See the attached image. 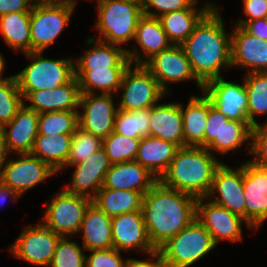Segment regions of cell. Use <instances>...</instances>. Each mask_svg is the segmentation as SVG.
<instances>
[{"label":"cell","instance_id":"obj_1","mask_svg":"<svg viewBox=\"0 0 267 267\" xmlns=\"http://www.w3.org/2000/svg\"><path fill=\"white\" fill-rule=\"evenodd\" d=\"M197 197L159 180L142 198V212L152 246L159 249L196 218Z\"/></svg>","mask_w":267,"mask_h":267},{"label":"cell","instance_id":"obj_2","mask_svg":"<svg viewBox=\"0 0 267 267\" xmlns=\"http://www.w3.org/2000/svg\"><path fill=\"white\" fill-rule=\"evenodd\" d=\"M219 10L217 4H213V8L181 44L194 75L203 85L222 77V67H232L231 34H226Z\"/></svg>","mask_w":267,"mask_h":267},{"label":"cell","instance_id":"obj_3","mask_svg":"<svg viewBox=\"0 0 267 267\" xmlns=\"http://www.w3.org/2000/svg\"><path fill=\"white\" fill-rule=\"evenodd\" d=\"M222 164L207 148L186 146L177 150L159 181L166 187L206 197L216 169Z\"/></svg>","mask_w":267,"mask_h":267},{"label":"cell","instance_id":"obj_4","mask_svg":"<svg viewBox=\"0 0 267 267\" xmlns=\"http://www.w3.org/2000/svg\"><path fill=\"white\" fill-rule=\"evenodd\" d=\"M97 10L95 27L100 32L98 40L120 46L134 39L138 21L143 16L142 3L97 0Z\"/></svg>","mask_w":267,"mask_h":267},{"label":"cell","instance_id":"obj_5","mask_svg":"<svg viewBox=\"0 0 267 267\" xmlns=\"http://www.w3.org/2000/svg\"><path fill=\"white\" fill-rule=\"evenodd\" d=\"M25 55L33 61L15 75L23 98L31 91L52 90L68 83L75 76L74 60L44 58L43 52Z\"/></svg>","mask_w":267,"mask_h":267},{"label":"cell","instance_id":"obj_6","mask_svg":"<svg viewBox=\"0 0 267 267\" xmlns=\"http://www.w3.org/2000/svg\"><path fill=\"white\" fill-rule=\"evenodd\" d=\"M215 246L211 234L195 218L158 250L166 267H189L206 256Z\"/></svg>","mask_w":267,"mask_h":267},{"label":"cell","instance_id":"obj_7","mask_svg":"<svg viewBox=\"0 0 267 267\" xmlns=\"http://www.w3.org/2000/svg\"><path fill=\"white\" fill-rule=\"evenodd\" d=\"M76 4L71 2L45 0L33 5L30 12L31 52H43L70 22Z\"/></svg>","mask_w":267,"mask_h":267},{"label":"cell","instance_id":"obj_8","mask_svg":"<svg viewBox=\"0 0 267 267\" xmlns=\"http://www.w3.org/2000/svg\"><path fill=\"white\" fill-rule=\"evenodd\" d=\"M49 203L42 223L52 233L70 237L79 233L84 214L92 199L69 193L63 188Z\"/></svg>","mask_w":267,"mask_h":267},{"label":"cell","instance_id":"obj_9","mask_svg":"<svg viewBox=\"0 0 267 267\" xmlns=\"http://www.w3.org/2000/svg\"><path fill=\"white\" fill-rule=\"evenodd\" d=\"M132 65L124 71L119 91L123 90L118 109L133 111L151 108L163 98L166 93L160 88L158 81L143 66Z\"/></svg>","mask_w":267,"mask_h":267},{"label":"cell","instance_id":"obj_10","mask_svg":"<svg viewBox=\"0 0 267 267\" xmlns=\"http://www.w3.org/2000/svg\"><path fill=\"white\" fill-rule=\"evenodd\" d=\"M143 66L158 81L160 88L168 94L170 83L194 80L202 90L203 84L194 75L190 62L181 45L172 44L168 49L154 54Z\"/></svg>","mask_w":267,"mask_h":267},{"label":"cell","instance_id":"obj_11","mask_svg":"<svg viewBox=\"0 0 267 267\" xmlns=\"http://www.w3.org/2000/svg\"><path fill=\"white\" fill-rule=\"evenodd\" d=\"M60 237L52 233L43 223L25 226L9 250L18 259L36 266L49 267Z\"/></svg>","mask_w":267,"mask_h":267},{"label":"cell","instance_id":"obj_12","mask_svg":"<svg viewBox=\"0 0 267 267\" xmlns=\"http://www.w3.org/2000/svg\"><path fill=\"white\" fill-rule=\"evenodd\" d=\"M244 164L233 169L222 163L215 171L206 199L246 220Z\"/></svg>","mask_w":267,"mask_h":267},{"label":"cell","instance_id":"obj_13","mask_svg":"<svg viewBox=\"0 0 267 267\" xmlns=\"http://www.w3.org/2000/svg\"><path fill=\"white\" fill-rule=\"evenodd\" d=\"M202 93L229 120L248 122V98L244 82L243 85L229 82L222 76L204 84Z\"/></svg>","mask_w":267,"mask_h":267},{"label":"cell","instance_id":"obj_14","mask_svg":"<svg viewBox=\"0 0 267 267\" xmlns=\"http://www.w3.org/2000/svg\"><path fill=\"white\" fill-rule=\"evenodd\" d=\"M203 200H206V197L197 199L196 218L211 234L215 245L226 239L231 242L242 240V223L253 229L246 220L228 209L211 201L204 203Z\"/></svg>","mask_w":267,"mask_h":267},{"label":"cell","instance_id":"obj_15","mask_svg":"<svg viewBox=\"0 0 267 267\" xmlns=\"http://www.w3.org/2000/svg\"><path fill=\"white\" fill-rule=\"evenodd\" d=\"M112 94H80L78 111L79 127L101 139L106 138L114 131L115 108Z\"/></svg>","mask_w":267,"mask_h":267},{"label":"cell","instance_id":"obj_16","mask_svg":"<svg viewBox=\"0 0 267 267\" xmlns=\"http://www.w3.org/2000/svg\"><path fill=\"white\" fill-rule=\"evenodd\" d=\"M56 173L38 157L32 154H19V157L15 159L9 157L2 169L0 179L3 185L22 196L27 190Z\"/></svg>","mask_w":267,"mask_h":267},{"label":"cell","instance_id":"obj_17","mask_svg":"<svg viewBox=\"0 0 267 267\" xmlns=\"http://www.w3.org/2000/svg\"><path fill=\"white\" fill-rule=\"evenodd\" d=\"M246 221L254 229L267 220V170L251 161L244 163Z\"/></svg>","mask_w":267,"mask_h":267},{"label":"cell","instance_id":"obj_18","mask_svg":"<svg viewBox=\"0 0 267 267\" xmlns=\"http://www.w3.org/2000/svg\"><path fill=\"white\" fill-rule=\"evenodd\" d=\"M109 158L103 148L91 154L82 162L72 165L75 167L72 183L64 189L72 194L93 199L103 186L107 171L111 167Z\"/></svg>","mask_w":267,"mask_h":267},{"label":"cell","instance_id":"obj_19","mask_svg":"<svg viewBox=\"0 0 267 267\" xmlns=\"http://www.w3.org/2000/svg\"><path fill=\"white\" fill-rule=\"evenodd\" d=\"M231 34V66L248 68L253 72H267V41L249 34L235 25Z\"/></svg>","mask_w":267,"mask_h":267},{"label":"cell","instance_id":"obj_20","mask_svg":"<svg viewBox=\"0 0 267 267\" xmlns=\"http://www.w3.org/2000/svg\"><path fill=\"white\" fill-rule=\"evenodd\" d=\"M111 226L115 249L119 251L135 249L145 253L156 250L149 240L142 211L114 216Z\"/></svg>","mask_w":267,"mask_h":267},{"label":"cell","instance_id":"obj_21","mask_svg":"<svg viewBox=\"0 0 267 267\" xmlns=\"http://www.w3.org/2000/svg\"><path fill=\"white\" fill-rule=\"evenodd\" d=\"M79 83L74 76L68 83L52 90L29 92L23 99L30 102L25 105L38 114L55 111H78L80 99Z\"/></svg>","mask_w":267,"mask_h":267},{"label":"cell","instance_id":"obj_22","mask_svg":"<svg viewBox=\"0 0 267 267\" xmlns=\"http://www.w3.org/2000/svg\"><path fill=\"white\" fill-rule=\"evenodd\" d=\"M134 40L142 49L141 52L136 46L132 50L126 49V52L130 63L134 62L135 65H143L154 54L166 50L172 45L159 19L145 15L138 21ZM144 57H146L145 60Z\"/></svg>","mask_w":267,"mask_h":267},{"label":"cell","instance_id":"obj_23","mask_svg":"<svg viewBox=\"0 0 267 267\" xmlns=\"http://www.w3.org/2000/svg\"><path fill=\"white\" fill-rule=\"evenodd\" d=\"M39 114L23 106L16 116L1 127L9 152L30 154L38 135Z\"/></svg>","mask_w":267,"mask_h":267},{"label":"cell","instance_id":"obj_24","mask_svg":"<svg viewBox=\"0 0 267 267\" xmlns=\"http://www.w3.org/2000/svg\"><path fill=\"white\" fill-rule=\"evenodd\" d=\"M86 44L91 45L92 49L86 50L80 58L75 60V71L110 70L113 67H129L131 64L126 49L121 46L93 37L88 38Z\"/></svg>","mask_w":267,"mask_h":267},{"label":"cell","instance_id":"obj_25","mask_svg":"<svg viewBox=\"0 0 267 267\" xmlns=\"http://www.w3.org/2000/svg\"><path fill=\"white\" fill-rule=\"evenodd\" d=\"M158 179L136 160L112 164L106 173L103 187L114 190H132L143 195Z\"/></svg>","mask_w":267,"mask_h":267},{"label":"cell","instance_id":"obj_26","mask_svg":"<svg viewBox=\"0 0 267 267\" xmlns=\"http://www.w3.org/2000/svg\"><path fill=\"white\" fill-rule=\"evenodd\" d=\"M150 135L184 147L181 103L155 104L150 108Z\"/></svg>","mask_w":267,"mask_h":267},{"label":"cell","instance_id":"obj_27","mask_svg":"<svg viewBox=\"0 0 267 267\" xmlns=\"http://www.w3.org/2000/svg\"><path fill=\"white\" fill-rule=\"evenodd\" d=\"M112 217L101 211L94 203L86 209L79 232L83 233L85 250L114 248L112 237Z\"/></svg>","mask_w":267,"mask_h":267},{"label":"cell","instance_id":"obj_28","mask_svg":"<svg viewBox=\"0 0 267 267\" xmlns=\"http://www.w3.org/2000/svg\"><path fill=\"white\" fill-rule=\"evenodd\" d=\"M179 147L154 136L141 138L135 160L158 180L168 169Z\"/></svg>","mask_w":267,"mask_h":267},{"label":"cell","instance_id":"obj_29","mask_svg":"<svg viewBox=\"0 0 267 267\" xmlns=\"http://www.w3.org/2000/svg\"><path fill=\"white\" fill-rule=\"evenodd\" d=\"M213 8L207 2L203 8L182 9L169 12L158 17L168 40L174 45H181L194 31L201 19Z\"/></svg>","mask_w":267,"mask_h":267},{"label":"cell","instance_id":"obj_30","mask_svg":"<svg viewBox=\"0 0 267 267\" xmlns=\"http://www.w3.org/2000/svg\"><path fill=\"white\" fill-rule=\"evenodd\" d=\"M183 120L184 147L195 146L205 148V128L208 115V98L193 96L184 109L181 103Z\"/></svg>","mask_w":267,"mask_h":267},{"label":"cell","instance_id":"obj_31","mask_svg":"<svg viewBox=\"0 0 267 267\" xmlns=\"http://www.w3.org/2000/svg\"><path fill=\"white\" fill-rule=\"evenodd\" d=\"M142 198L141 192L114 190L102 186L92 199V203L108 216L114 217L124 213L142 211Z\"/></svg>","mask_w":267,"mask_h":267},{"label":"cell","instance_id":"obj_32","mask_svg":"<svg viewBox=\"0 0 267 267\" xmlns=\"http://www.w3.org/2000/svg\"><path fill=\"white\" fill-rule=\"evenodd\" d=\"M71 140L72 135H37L30 154L58 172L65 168Z\"/></svg>","mask_w":267,"mask_h":267},{"label":"cell","instance_id":"obj_33","mask_svg":"<svg viewBox=\"0 0 267 267\" xmlns=\"http://www.w3.org/2000/svg\"><path fill=\"white\" fill-rule=\"evenodd\" d=\"M0 34L15 50L31 52L30 12H12L0 16Z\"/></svg>","mask_w":267,"mask_h":267},{"label":"cell","instance_id":"obj_34","mask_svg":"<svg viewBox=\"0 0 267 267\" xmlns=\"http://www.w3.org/2000/svg\"><path fill=\"white\" fill-rule=\"evenodd\" d=\"M128 67H113L110 70L75 71L81 94H112L119 91L124 71Z\"/></svg>","mask_w":267,"mask_h":267},{"label":"cell","instance_id":"obj_35","mask_svg":"<svg viewBox=\"0 0 267 267\" xmlns=\"http://www.w3.org/2000/svg\"><path fill=\"white\" fill-rule=\"evenodd\" d=\"M244 84L248 98V122L255 126L259 124L255 116L267 114V72L248 73Z\"/></svg>","mask_w":267,"mask_h":267},{"label":"cell","instance_id":"obj_36","mask_svg":"<svg viewBox=\"0 0 267 267\" xmlns=\"http://www.w3.org/2000/svg\"><path fill=\"white\" fill-rule=\"evenodd\" d=\"M252 127L249 122L228 120L221 127L220 140H214L207 149L212 154H214V151H218L222 155L230 150L236 151L244 142H248L251 139Z\"/></svg>","mask_w":267,"mask_h":267},{"label":"cell","instance_id":"obj_37","mask_svg":"<svg viewBox=\"0 0 267 267\" xmlns=\"http://www.w3.org/2000/svg\"><path fill=\"white\" fill-rule=\"evenodd\" d=\"M150 108L124 111L118 109L114 132L130 138L150 136Z\"/></svg>","mask_w":267,"mask_h":267},{"label":"cell","instance_id":"obj_38","mask_svg":"<svg viewBox=\"0 0 267 267\" xmlns=\"http://www.w3.org/2000/svg\"><path fill=\"white\" fill-rule=\"evenodd\" d=\"M78 126V111L45 112L39 114L38 135H73Z\"/></svg>","mask_w":267,"mask_h":267},{"label":"cell","instance_id":"obj_39","mask_svg":"<svg viewBox=\"0 0 267 267\" xmlns=\"http://www.w3.org/2000/svg\"><path fill=\"white\" fill-rule=\"evenodd\" d=\"M141 138H130L114 131L103 139L102 148L111 164L134 161L138 152Z\"/></svg>","mask_w":267,"mask_h":267},{"label":"cell","instance_id":"obj_40","mask_svg":"<svg viewBox=\"0 0 267 267\" xmlns=\"http://www.w3.org/2000/svg\"><path fill=\"white\" fill-rule=\"evenodd\" d=\"M24 100L19 91L15 75L0 83V128L9 123L23 106Z\"/></svg>","mask_w":267,"mask_h":267},{"label":"cell","instance_id":"obj_41","mask_svg":"<svg viewBox=\"0 0 267 267\" xmlns=\"http://www.w3.org/2000/svg\"><path fill=\"white\" fill-rule=\"evenodd\" d=\"M102 146L103 139L92 135L78 126L72 135L70 151L65 168L82 162L91 154L100 150Z\"/></svg>","mask_w":267,"mask_h":267},{"label":"cell","instance_id":"obj_42","mask_svg":"<svg viewBox=\"0 0 267 267\" xmlns=\"http://www.w3.org/2000/svg\"><path fill=\"white\" fill-rule=\"evenodd\" d=\"M83 250V246L68 240V236L60 237L49 267H85L86 254Z\"/></svg>","mask_w":267,"mask_h":267},{"label":"cell","instance_id":"obj_43","mask_svg":"<svg viewBox=\"0 0 267 267\" xmlns=\"http://www.w3.org/2000/svg\"><path fill=\"white\" fill-rule=\"evenodd\" d=\"M198 2V0H144L142 4L143 15L158 18L173 11L197 9L195 5ZM150 8H155V11H151Z\"/></svg>","mask_w":267,"mask_h":267},{"label":"cell","instance_id":"obj_44","mask_svg":"<svg viewBox=\"0 0 267 267\" xmlns=\"http://www.w3.org/2000/svg\"><path fill=\"white\" fill-rule=\"evenodd\" d=\"M248 152L254 157V160H250L256 166L267 170V123L264 125H255L251 129Z\"/></svg>","mask_w":267,"mask_h":267},{"label":"cell","instance_id":"obj_45","mask_svg":"<svg viewBox=\"0 0 267 267\" xmlns=\"http://www.w3.org/2000/svg\"><path fill=\"white\" fill-rule=\"evenodd\" d=\"M86 256L85 267H125L126 260L120 255V251L115 248L99 249L89 251Z\"/></svg>","mask_w":267,"mask_h":267},{"label":"cell","instance_id":"obj_46","mask_svg":"<svg viewBox=\"0 0 267 267\" xmlns=\"http://www.w3.org/2000/svg\"><path fill=\"white\" fill-rule=\"evenodd\" d=\"M228 118L213 107L208 99L207 125L205 128V148L214 140H220V130L223 124L228 122Z\"/></svg>","mask_w":267,"mask_h":267},{"label":"cell","instance_id":"obj_47","mask_svg":"<svg viewBox=\"0 0 267 267\" xmlns=\"http://www.w3.org/2000/svg\"><path fill=\"white\" fill-rule=\"evenodd\" d=\"M244 13L248 19H239L237 26L243 27L248 21L265 18L267 11V0H243Z\"/></svg>","mask_w":267,"mask_h":267},{"label":"cell","instance_id":"obj_48","mask_svg":"<svg viewBox=\"0 0 267 267\" xmlns=\"http://www.w3.org/2000/svg\"><path fill=\"white\" fill-rule=\"evenodd\" d=\"M148 254L150 256L149 259L143 261L134 258H128L125 267H166L159 250H153Z\"/></svg>","mask_w":267,"mask_h":267},{"label":"cell","instance_id":"obj_49","mask_svg":"<svg viewBox=\"0 0 267 267\" xmlns=\"http://www.w3.org/2000/svg\"><path fill=\"white\" fill-rule=\"evenodd\" d=\"M32 6L28 0H0V16L12 12H31Z\"/></svg>","mask_w":267,"mask_h":267},{"label":"cell","instance_id":"obj_50","mask_svg":"<svg viewBox=\"0 0 267 267\" xmlns=\"http://www.w3.org/2000/svg\"><path fill=\"white\" fill-rule=\"evenodd\" d=\"M243 28L251 35L267 41V18L248 21Z\"/></svg>","mask_w":267,"mask_h":267},{"label":"cell","instance_id":"obj_51","mask_svg":"<svg viewBox=\"0 0 267 267\" xmlns=\"http://www.w3.org/2000/svg\"><path fill=\"white\" fill-rule=\"evenodd\" d=\"M7 198H11L15 201L20 198V195L16 191L11 189L10 187L3 185L0 179V205L1 206H2V203L4 205V202H6Z\"/></svg>","mask_w":267,"mask_h":267},{"label":"cell","instance_id":"obj_52","mask_svg":"<svg viewBox=\"0 0 267 267\" xmlns=\"http://www.w3.org/2000/svg\"><path fill=\"white\" fill-rule=\"evenodd\" d=\"M8 148H7V145H6V142H5V137H4V134L0 128V175H1V172H2V169L4 167V165L6 164L7 162V157H8Z\"/></svg>","mask_w":267,"mask_h":267},{"label":"cell","instance_id":"obj_53","mask_svg":"<svg viewBox=\"0 0 267 267\" xmlns=\"http://www.w3.org/2000/svg\"><path fill=\"white\" fill-rule=\"evenodd\" d=\"M5 68V61L4 58L2 57L1 53H0V83L6 81L7 79H9V77L6 78H2V74H3V70Z\"/></svg>","mask_w":267,"mask_h":267},{"label":"cell","instance_id":"obj_54","mask_svg":"<svg viewBox=\"0 0 267 267\" xmlns=\"http://www.w3.org/2000/svg\"><path fill=\"white\" fill-rule=\"evenodd\" d=\"M32 5H36L38 3H42L44 2L45 0H28Z\"/></svg>","mask_w":267,"mask_h":267},{"label":"cell","instance_id":"obj_55","mask_svg":"<svg viewBox=\"0 0 267 267\" xmlns=\"http://www.w3.org/2000/svg\"><path fill=\"white\" fill-rule=\"evenodd\" d=\"M56 1H64V2H71V3H74V4H77L78 0H56Z\"/></svg>","mask_w":267,"mask_h":267},{"label":"cell","instance_id":"obj_56","mask_svg":"<svg viewBox=\"0 0 267 267\" xmlns=\"http://www.w3.org/2000/svg\"><path fill=\"white\" fill-rule=\"evenodd\" d=\"M132 1L139 2V3H142L143 4V1L144 0H132Z\"/></svg>","mask_w":267,"mask_h":267}]
</instances>
